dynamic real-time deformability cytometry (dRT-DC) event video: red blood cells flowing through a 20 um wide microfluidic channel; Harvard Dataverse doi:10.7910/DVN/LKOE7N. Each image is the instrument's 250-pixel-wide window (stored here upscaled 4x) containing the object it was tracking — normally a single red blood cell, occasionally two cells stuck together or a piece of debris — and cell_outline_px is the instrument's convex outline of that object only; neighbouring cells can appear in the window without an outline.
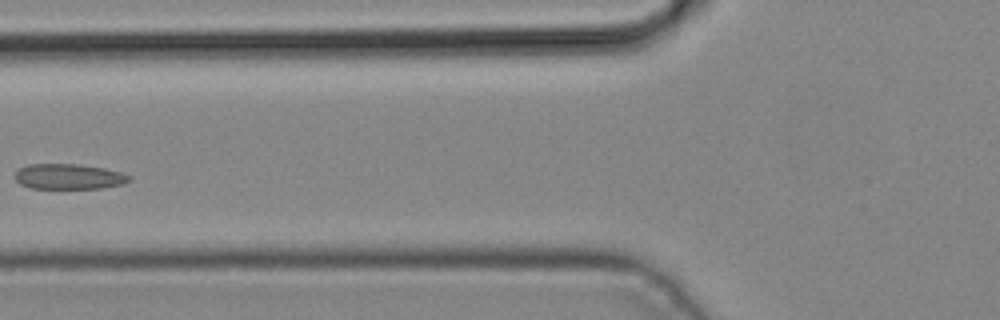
{"species": "common noctule bat (a hibernating species)", "species_latin": "Nyctalus noctula", "temperature_condition": "cold", "stored_images_in_passage": 5, "camera_frame_rate_fps": 3000, "um_per_image_px": 0.085, "animal": {"sex": "male", "body_mass_g": 19.2, "forearm_length_mm": 51.8}, "frame": {"image": 1, "passage_image": 5, "time_ms": 1.333, "image_size_px": [1000, 320], "cell_outline_px": [[132, 180], [124, 184], [100, 188], [32, 188], [20, 184], [12, 176], [20, 168], [28, 164], [80, 164], [104, 168], [120, 172], [132, 176]], "centroid_in_image_um": [5.86, 15.0], "position_along_channel_um": 119.9, "area_um2": 16.99}}